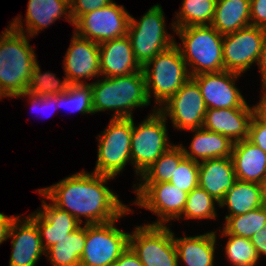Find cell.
<instances>
[{
    "instance_id": "10",
    "label": "cell",
    "mask_w": 266,
    "mask_h": 266,
    "mask_svg": "<svg viewBox=\"0 0 266 266\" xmlns=\"http://www.w3.org/2000/svg\"><path fill=\"white\" fill-rule=\"evenodd\" d=\"M113 220L108 223L86 225V242L80 266H113L129 247V235L119 230Z\"/></svg>"
},
{
    "instance_id": "40",
    "label": "cell",
    "mask_w": 266,
    "mask_h": 266,
    "mask_svg": "<svg viewBox=\"0 0 266 266\" xmlns=\"http://www.w3.org/2000/svg\"><path fill=\"white\" fill-rule=\"evenodd\" d=\"M26 97L28 96L29 98V101L31 103V105H33L32 108L34 109H38L39 106L40 108L42 109H47L48 107H53V111L55 109H57L56 105H57V95H44V96H40V95H34V94H31L29 92H25V93H21V94H18L16 96H14L15 98H19V97ZM47 107V108H45ZM42 109V110H43ZM40 110V109H39ZM53 113V112H52Z\"/></svg>"
},
{
    "instance_id": "21",
    "label": "cell",
    "mask_w": 266,
    "mask_h": 266,
    "mask_svg": "<svg viewBox=\"0 0 266 266\" xmlns=\"http://www.w3.org/2000/svg\"><path fill=\"white\" fill-rule=\"evenodd\" d=\"M199 187L220 202L236 182L231 157L199 161Z\"/></svg>"
},
{
    "instance_id": "13",
    "label": "cell",
    "mask_w": 266,
    "mask_h": 266,
    "mask_svg": "<svg viewBox=\"0 0 266 266\" xmlns=\"http://www.w3.org/2000/svg\"><path fill=\"white\" fill-rule=\"evenodd\" d=\"M157 109L166 118L170 117L174 128L186 131L201 128L207 112L201 90L192 77L163 106Z\"/></svg>"
},
{
    "instance_id": "19",
    "label": "cell",
    "mask_w": 266,
    "mask_h": 266,
    "mask_svg": "<svg viewBox=\"0 0 266 266\" xmlns=\"http://www.w3.org/2000/svg\"><path fill=\"white\" fill-rule=\"evenodd\" d=\"M99 59L104 77L127 76L142 70L127 35L99 43Z\"/></svg>"
},
{
    "instance_id": "29",
    "label": "cell",
    "mask_w": 266,
    "mask_h": 266,
    "mask_svg": "<svg viewBox=\"0 0 266 266\" xmlns=\"http://www.w3.org/2000/svg\"><path fill=\"white\" fill-rule=\"evenodd\" d=\"M217 0H183L180 12L176 14V21L172 29L188 26L211 25Z\"/></svg>"
},
{
    "instance_id": "44",
    "label": "cell",
    "mask_w": 266,
    "mask_h": 266,
    "mask_svg": "<svg viewBox=\"0 0 266 266\" xmlns=\"http://www.w3.org/2000/svg\"><path fill=\"white\" fill-rule=\"evenodd\" d=\"M258 67L259 71L261 73V79H262V88L266 89V32H265V38L263 41V46L260 54V58L258 61Z\"/></svg>"
},
{
    "instance_id": "5",
    "label": "cell",
    "mask_w": 266,
    "mask_h": 266,
    "mask_svg": "<svg viewBox=\"0 0 266 266\" xmlns=\"http://www.w3.org/2000/svg\"><path fill=\"white\" fill-rule=\"evenodd\" d=\"M142 71L145 77L148 99L151 101L150 98L153 93L155 103L159 105V108L191 77L186 62L176 44L157 54L142 67Z\"/></svg>"
},
{
    "instance_id": "41",
    "label": "cell",
    "mask_w": 266,
    "mask_h": 266,
    "mask_svg": "<svg viewBox=\"0 0 266 266\" xmlns=\"http://www.w3.org/2000/svg\"><path fill=\"white\" fill-rule=\"evenodd\" d=\"M113 266H143L137 254L129 246L114 263Z\"/></svg>"
},
{
    "instance_id": "20",
    "label": "cell",
    "mask_w": 266,
    "mask_h": 266,
    "mask_svg": "<svg viewBox=\"0 0 266 266\" xmlns=\"http://www.w3.org/2000/svg\"><path fill=\"white\" fill-rule=\"evenodd\" d=\"M254 108L207 109L203 128L228 137L233 143L248 139Z\"/></svg>"
},
{
    "instance_id": "14",
    "label": "cell",
    "mask_w": 266,
    "mask_h": 266,
    "mask_svg": "<svg viewBox=\"0 0 266 266\" xmlns=\"http://www.w3.org/2000/svg\"><path fill=\"white\" fill-rule=\"evenodd\" d=\"M266 29L248 26L223 35V62L226 71L245 73L258 64Z\"/></svg>"
},
{
    "instance_id": "46",
    "label": "cell",
    "mask_w": 266,
    "mask_h": 266,
    "mask_svg": "<svg viewBox=\"0 0 266 266\" xmlns=\"http://www.w3.org/2000/svg\"><path fill=\"white\" fill-rule=\"evenodd\" d=\"M261 187H262V200H263L264 206L266 207V178L261 183Z\"/></svg>"
},
{
    "instance_id": "12",
    "label": "cell",
    "mask_w": 266,
    "mask_h": 266,
    "mask_svg": "<svg viewBox=\"0 0 266 266\" xmlns=\"http://www.w3.org/2000/svg\"><path fill=\"white\" fill-rule=\"evenodd\" d=\"M136 201L134 204L152 211L159 220L151 225H162L172 219H180L183 213L188 193L175 187L170 182H141L134 184Z\"/></svg>"
},
{
    "instance_id": "34",
    "label": "cell",
    "mask_w": 266,
    "mask_h": 266,
    "mask_svg": "<svg viewBox=\"0 0 266 266\" xmlns=\"http://www.w3.org/2000/svg\"><path fill=\"white\" fill-rule=\"evenodd\" d=\"M215 203L219 205L210 194L199 186L188 193L183 210L186 219H216Z\"/></svg>"
},
{
    "instance_id": "18",
    "label": "cell",
    "mask_w": 266,
    "mask_h": 266,
    "mask_svg": "<svg viewBox=\"0 0 266 266\" xmlns=\"http://www.w3.org/2000/svg\"><path fill=\"white\" fill-rule=\"evenodd\" d=\"M41 200L43 203L39 211L29 214L28 217L36 224L40 233L42 246L46 251L58 243L59 240L78 229L81 224L67 211L59 209L52 203L48 204L43 199Z\"/></svg>"
},
{
    "instance_id": "17",
    "label": "cell",
    "mask_w": 266,
    "mask_h": 266,
    "mask_svg": "<svg viewBox=\"0 0 266 266\" xmlns=\"http://www.w3.org/2000/svg\"><path fill=\"white\" fill-rule=\"evenodd\" d=\"M8 238H12L9 266H35L45 253L36 224L27 216L12 222Z\"/></svg>"
},
{
    "instance_id": "28",
    "label": "cell",
    "mask_w": 266,
    "mask_h": 266,
    "mask_svg": "<svg viewBox=\"0 0 266 266\" xmlns=\"http://www.w3.org/2000/svg\"><path fill=\"white\" fill-rule=\"evenodd\" d=\"M83 225L45 251L53 266H80L86 242V224Z\"/></svg>"
},
{
    "instance_id": "22",
    "label": "cell",
    "mask_w": 266,
    "mask_h": 266,
    "mask_svg": "<svg viewBox=\"0 0 266 266\" xmlns=\"http://www.w3.org/2000/svg\"><path fill=\"white\" fill-rule=\"evenodd\" d=\"M231 159L236 178L261 184L266 178V152L248 139L233 143Z\"/></svg>"
},
{
    "instance_id": "3",
    "label": "cell",
    "mask_w": 266,
    "mask_h": 266,
    "mask_svg": "<svg viewBox=\"0 0 266 266\" xmlns=\"http://www.w3.org/2000/svg\"><path fill=\"white\" fill-rule=\"evenodd\" d=\"M89 83L94 114L114 110L112 118H133L132 110L150 105L142 70L127 76L102 77Z\"/></svg>"
},
{
    "instance_id": "37",
    "label": "cell",
    "mask_w": 266,
    "mask_h": 266,
    "mask_svg": "<svg viewBox=\"0 0 266 266\" xmlns=\"http://www.w3.org/2000/svg\"><path fill=\"white\" fill-rule=\"evenodd\" d=\"M69 2L70 15L74 23L81 15L107 6L113 0H69Z\"/></svg>"
},
{
    "instance_id": "25",
    "label": "cell",
    "mask_w": 266,
    "mask_h": 266,
    "mask_svg": "<svg viewBox=\"0 0 266 266\" xmlns=\"http://www.w3.org/2000/svg\"><path fill=\"white\" fill-rule=\"evenodd\" d=\"M178 259L187 266H214L216 232H206L194 237L176 238L173 233Z\"/></svg>"
},
{
    "instance_id": "38",
    "label": "cell",
    "mask_w": 266,
    "mask_h": 266,
    "mask_svg": "<svg viewBox=\"0 0 266 266\" xmlns=\"http://www.w3.org/2000/svg\"><path fill=\"white\" fill-rule=\"evenodd\" d=\"M248 140L266 152V124L255 115L250 123Z\"/></svg>"
},
{
    "instance_id": "23",
    "label": "cell",
    "mask_w": 266,
    "mask_h": 266,
    "mask_svg": "<svg viewBox=\"0 0 266 266\" xmlns=\"http://www.w3.org/2000/svg\"><path fill=\"white\" fill-rule=\"evenodd\" d=\"M65 14L66 21L73 24L69 0H28L25 18L28 37L35 36Z\"/></svg>"
},
{
    "instance_id": "32",
    "label": "cell",
    "mask_w": 266,
    "mask_h": 266,
    "mask_svg": "<svg viewBox=\"0 0 266 266\" xmlns=\"http://www.w3.org/2000/svg\"><path fill=\"white\" fill-rule=\"evenodd\" d=\"M65 106L73 108L81 114H94L92 89L89 83L85 84H69L67 90L57 95L56 107Z\"/></svg>"
},
{
    "instance_id": "36",
    "label": "cell",
    "mask_w": 266,
    "mask_h": 266,
    "mask_svg": "<svg viewBox=\"0 0 266 266\" xmlns=\"http://www.w3.org/2000/svg\"><path fill=\"white\" fill-rule=\"evenodd\" d=\"M182 191L190 193L199 185V164L190 158L184 157L169 181Z\"/></svg>"
},
{
    "instance_id": "2",
    "label": "cell",
    "mask_w": 266,
    "mask_h": 266,
    "mask_svg": "<svg viewBox=\"0 0 266 266\" xmlns=\"http://www.w3.org/2000/svg\"><path fill=\"white\" fill-rule=\"evenodd\" d=\"M17 16L0 36V98L25 93L37 61Z\"/></svg>"
},
{
    "instance_id": "26",
    "label": "cell",
    "mask_w": 266,
    "mask_h": 266,
    "mask_svg": "<svg viewBox=\"0 0 266 266\" xmlns=\"http://www.w3.org/2000/svg\"><path fill=\"white\" fill-rule=\"evenodd\" d=\"M250 25V0H217L211 26L220 34L236 32Z\"/></svg>"
},
{
    "instance_id": "8",
    "label": "cell",
    "mask_w": 266,
    "mask_h": 266,
    "mask_svg": "<svg viewBox=\"0 0 266 266\" xmlns=\"http://www.w3.org/2000/svg\"><path fill=\"white\" fill-rule=\"evenodd\" d=\"M133 118H111L108 127L98 135V154L93 172L116 177L131 160Z\"/></svg>"
},
{
    "instance_id": "15",
    "label": "cell",
    "mask_w": 266,
    "mask_h": 266,
    "mask_svg": "<svg viewBox=\"0 0 266 266\" xmlns=\"http://www.w3.org/2000/svg\"><path fill=\"white\" fill-rule=\"evenodd\" d=\"M241 76L230 71L202 73L192 78L197 82L207 109L254 108L246 103L235 80Z\"/></svg>"
},
{
    "instance_id": "42",
    "label": "cell",
    "mask_w": 266,
    "mask_h": 266,
    "mask_svg": "<svg viewBox=\"0 0 266 266\" xmlns=\"http://www.w3.org/2000/svg\"><path fill=\"white\" fill-rule=\"evenodd\" d=\"M250 240L256 249L258 257L266 256V228H262L255 233Z\"/></svg>"
},
{
    "instance_id": "16",
    "label": "cell",
    "mask_w": 266,
    "mask_h": 266,
    "mask_svg": "<svg viewBox=\"0 0 266 266\" xmlns=\"http://www.w3.org/2000/svg\"><path fill=\"white\" fill-rule=\"evenodd\" d=\"M63 61L64 77L69 84H85L82 78L86 80L101 76L99 43L79 37L75 33Z\"/></svg>"
},
{
    "instance_id": "35",
    "label": "cell",
    "mask_w": 266,
    "mask_h": 266,
    "mask_svg": "<svg viewBox=\"0 0 266 266\" xmlns=\"http://www.w3.org/2000/svg\"><path fill=\"white\" fill-rule=\"evenodd\" d=\"M69 86L66 78L59 80L55 74L41 73L40 66L36 61L29 81L27 92L34 95H58L64 93Z\"/></svg>"
},
{
    "instance_id": "1",
    "label": "cell",
    "mask_w": 266,
    "mask_h": 266,
    "mask_svg": "<svg viewBox=\"0 0 266 266\" xmlns=\"http://www.w3.org/2000/svg\"><path fill=\"white\" fill-rule=\"evenodd\" d=\"M113 177L95 172H77L52 186L38 189V193L53 205L73 215L80 224L108 223L129 214L131 209L118 199L105 184Z\"/></svg>"
},
{
    "instance_id": "9",
    "label": "cell",
    "mask_w": 266,
    "mask_h": 266,
    "mask_svg": "<svg viewBox=\"0 0 266 266\" xmlns=\"http://www.w3.org/2000/svg\"><path fill=\"white\" fill-rule=\"evenodd\" d=\"M129 246L143 266H179L173 232L168 226H136L129 235Z\"/></svg>"
},
{
    "instance_id": "6",
    "label": "cell",
    "mask_w": 266,
    "mask_h": 266,
    "mask_svg": "<svg viewBox=\"0 0 266 266\" xmlns=\"http://www.w3.org/2000/svg\"><path fill=\"white\" fill-rule=\"evenodd\" d=\"M165 26L164 12L159 4L152 6L140 21L130 16L127 36L141 67L175 44L173 36L168 34Z\"/></svg>"
},
{
    "instance_id": "7",
    "label": "cell",
    "mask_w": 266,
    "mask_h": 266,
    "mask_svg": "<svg viewBox=\"0 0 266 266\" xmlns=\"http://www.w3.org/2000/svg\"><path fill=\"white\" fill-rule=\"evenodd\" d=\"M153 113L136 126L133 121L131 135V160L135 173L141 176L164 152L174 144L169 143L167 118L154 107Z\"/></svg>"
},
{
    "instance_id": "4",
    "label": "cell",
    "mask_w": 266,
    "mask_h": 266,
    "mask_svg": "<svg viewBox=\"0 0 266 266\" xmlns=\"http://www.w3.org/2000/svg\"><path fill=\"white\" fill-rule=\"evenodd\" d=\"M174 32L182 40L181 46L177 42L175 44L180 49L187 67H190L191 77L225 70L223 34H220L214 27L211 25L188 26L175 28Z\"/></svg>"
},
{
    "instance_id": "43",
    "label": "cell",
    "mask_w": 266,
    "mask_h": 266,
    "mask_svg": "<svg viewBox=\"0 0 266 266\" xmlns=\"http://www.w3.org/2000/svg\"><path fill=\"white\" fill-rule=\"evenodd\" d=\"M16 217L17 216L12 217L0 213V244L8 239L11 224Z\"/></svg>"
},
{
    "instance_id": "39",
    "label": "cell",
    "mask_w": 266,
    "mask_h": 266,
    "mask_svg": "<svg viewBox=\"0 0 266 266\" xmlns=\"http://www.w3.org/2000/svg\"><path fill=\"white\" fill-rule=\"evenodd\" d=\"M251 25L266 29V0H250Z\"/></svg>"
},
{
    "instance_id": "24",
    "label": "cell",
    "mask_w": 266,
    "mask_h": 266,
    "mask_svg": "<svg viewBox=\"0 0 266 266\" xmlns=\"http://www.w3.org/2000/svg\"><path fill=\"white\" fill-rule=\"evenodd\" d=\"M195 135L190 143V150H187L182 144L180 145L185 157L199 162L207 159L231 157L233 142L222 134L206 130L191 129Z\"/></svg>"
},
{
    "instance_id": "31",
    "label": "cell",
    "mask_w": 266,
    "mask_h": 266,
    "mask_svg": "<svg viewBox=\"0 0 266 266\" xmlns=\"http://www.w3.org/2000/svg\"><path fill=\"white\" fill-rule=\"evenodd\" d=\"M224 225L223 230L227 234L251 239L255 233L266 228V207L228 217Z\"/></svg>"
},
{
    "instance_id": "45",
    "label": "cell",
    "mask_w": 266,
    "mask_h": 266,
    "mask_svg": "<svg viewBox=\"0 0 266 266\" xmlns=\"http://www.w3.org/2000/svg\"><path fill=\"white\" fill-rule=\"evenodd\" d=\"M263 96L259 103H257L254 107V115L264 124H266V89H263Z\"/></svg>"
},
{
    "instance_id": "11",
    "label": "cell",
    "mask_w": 266,
    "mask_h": 266,
    "mask_svg": "<svg viewBox=\"0 0 266 266\" xmlns=\"http://www.w3.org/2000/svg\"><path fill=\"white\" fill-rule=\"evenodd\" d=\"M130 14L124 6L114 1L107 6L81 15L74 23L75 34L79 37L101 43L126 36Z\"/></svg>"
},
{
    "instance_id": "33",
    "label": "cell",
    "mask_w": 266,
    "mask_h": 266,
    "mask_svg": "<svg viewBox=\"0 0 266 266\" xmlns=\"http://www.w3.org/2000/svg\"><path fill=\"white\" fill-rule=\"evenodd\" d=\"M221 236L229 237L225 245V254L227 255V260L233 266L256 265L259 257L250 239L229 235L224 230H222Z\"/></svg>"
},
{
    "instance_id": "27",
    "label": "cell",
    "mask_w": 266,
    "mask_h": 266,
    "mask_svg": "<svg viewBox=\"0 0 266 266\" xmlns=\"http://www.w3.org/2000/svg\"><path fill=\"white\" fill-rule=\"evenodd\" d=\"M219 206L228 207L230 213L225 216V220L228 217L246 214L264 206L261 184L237 179L232 188L226 192L219 202Z\"/></svg>"
},
{
    "instance_id": "30",
    "label": "cell",
    "mask_w": 266,
    "mask_h": 266,
    "mask_svg": "<svg viewBox=\"0 0 266 266\" xmlns=\"http://www.w3.org/2000/svg\"><path fill=\"white\" fill-rule=\"evenodd\" d=\"M184 157L181 146L174 144L140 176V181L169 182Z\"/></svg>"
}]
</instances>
